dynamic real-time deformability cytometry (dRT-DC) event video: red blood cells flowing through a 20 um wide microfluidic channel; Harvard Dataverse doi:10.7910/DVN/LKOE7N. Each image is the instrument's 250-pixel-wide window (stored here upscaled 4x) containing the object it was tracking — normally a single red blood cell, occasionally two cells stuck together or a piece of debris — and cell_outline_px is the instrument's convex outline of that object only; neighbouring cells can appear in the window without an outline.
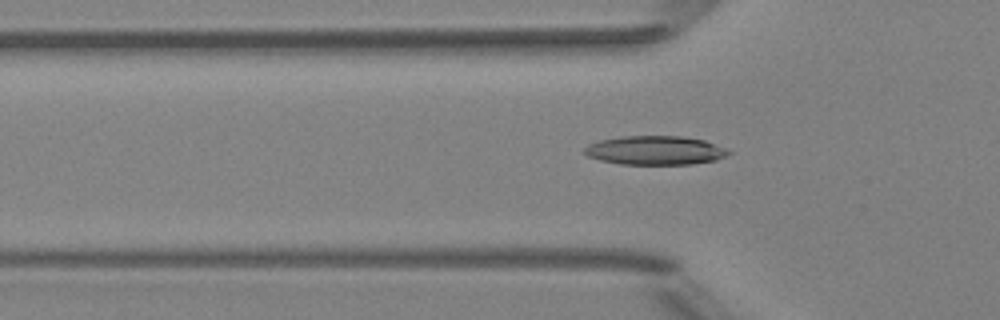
{"species": "Egyptian fruit bat (a non-hibernating species)", "species_latin": "Rousettus aegyptiacus", "temperature_condition": "room temperature", "stored_images_in_passage": 49, "camera_frame_rate_fps": 3000, "um_per_image_px": 0.085, "animal": {"sex": "female"}, "frame": {"image": 1, "passage_image": 16, "time_ms": 5.0, "image_size_px": [1000, 320], "cell_outline_px": [[732, 152], [716, 160], [692, 164], [620, 164], [600, 160], [588, 156], [584, 152], [584, 148], [588, 144], [600, 140], [624, 136], [680, 136], [704, 140], [724, 148]], "centroid_in_image_um": [55.67, 12.78], "position_along_channel_um": 70.1, "area_um2": 24.1}}
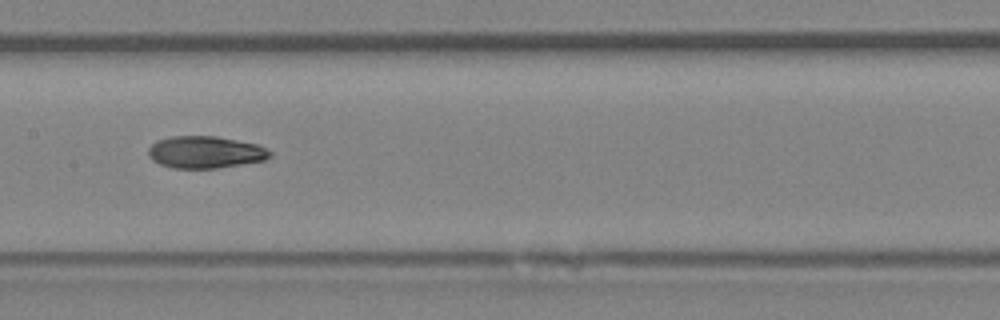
{"frame": {"image": 2, "passage_image": 25, "time_ms": 8.0, "image_size_px": [1000, 320], "cell_outline_px": [[272, 156], [264, 160], [216, 168], [172, 168], [160, 164], [152, 160], [148, 156], [148, 148], [156, 140], [172, 136], [216, 136], [256, 144], [268, 148], [272, 152]], "centroid_in_image_um": [17.43, 12.93], "position_along_channel_um": 190.0, "area_um2": 22.77}}
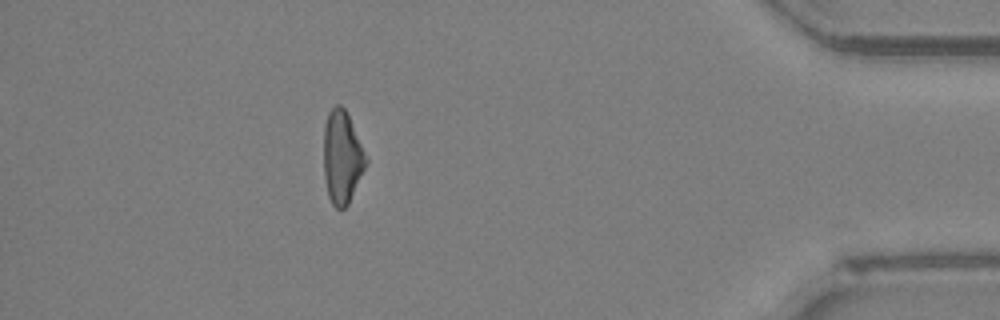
{"frame": {"image": 3, "passage_image": 45, "time_ms": 14.667, "image_size_px": [1000, 320], "cell_outline_px": [[368, 160], [348, 204], [344, 208], [336, 208], [332, 204], [328, 196], [324, 176], [324, 124], [328, 112], [336, 104], [340, 104], [344, 108], [348, 116]], "centroid_in_image_um": [29.05, 13.36], "position_along_channel_um": 406.2, "area_um2": 22.48}}